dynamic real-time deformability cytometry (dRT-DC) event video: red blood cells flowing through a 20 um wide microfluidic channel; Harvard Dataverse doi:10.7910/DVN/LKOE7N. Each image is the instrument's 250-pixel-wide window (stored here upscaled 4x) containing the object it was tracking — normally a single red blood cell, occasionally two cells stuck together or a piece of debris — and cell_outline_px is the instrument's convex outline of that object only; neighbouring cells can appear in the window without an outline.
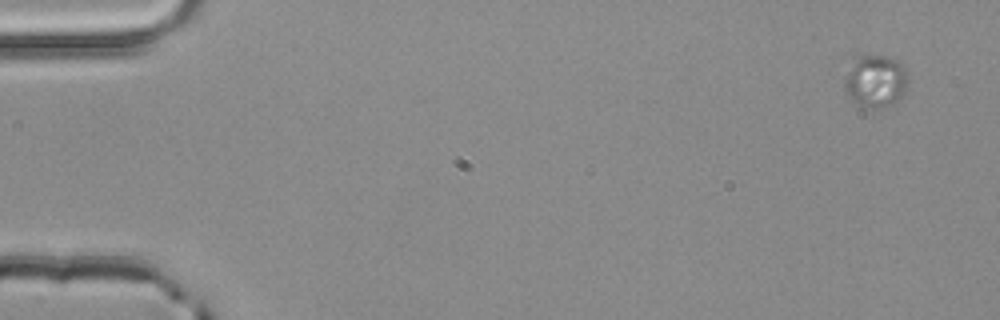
{"species": "common noctule bat (a hibernating species)", "species_latin": "Nyctalus noctula", "temperature_condition": "room temperature", "stored_images_in_passage": 5, "segment_of_instrument_passage": [1, 2], "camera_frame_rate_fps": 3000, "um_per_image_px": 0.085, "animal": {"sex": "male", "body_mass_g": 20.4}, "frame": {"image": 1, "passage_image": 1, "time_ms": 0.0, "image_size_px": [1000, 320], "cell_outline_px": [[908, 84], [904, 92], [896, 100], [888, 104], [860, 104], [844, 88], [844, 80], [856, 56], [860, 52], [864, 52], [888, 56], [896, 60], [904, 68], [908, 80]], "centroid_in_image_um": [74.43, 6.74], "position_along_channel_um": 10.6, "area_um2": 18.61}}
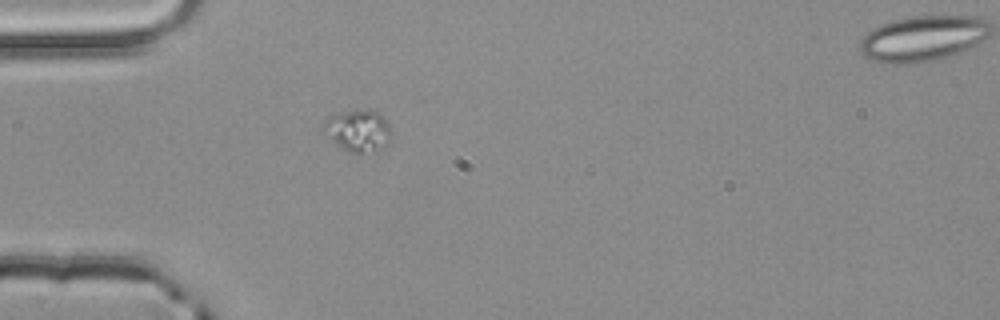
{"frame": {"image": 2, "passage_image": 4, "time_ms": 1.0, "image_size_px": [1000, 320], "cell_outline_px": [[392, 132], [388, 144], [360, 156], [344, 148], [332, 140], [328, 136], [324, 124], [332, 116], [348, 112], [368, 108], [372, 108], [380, 112], [384, 116]], "centroid_in_image_um": [30.55, 11.1], "position_along_channel_um": 54.5, "area_um2": 16.18}}